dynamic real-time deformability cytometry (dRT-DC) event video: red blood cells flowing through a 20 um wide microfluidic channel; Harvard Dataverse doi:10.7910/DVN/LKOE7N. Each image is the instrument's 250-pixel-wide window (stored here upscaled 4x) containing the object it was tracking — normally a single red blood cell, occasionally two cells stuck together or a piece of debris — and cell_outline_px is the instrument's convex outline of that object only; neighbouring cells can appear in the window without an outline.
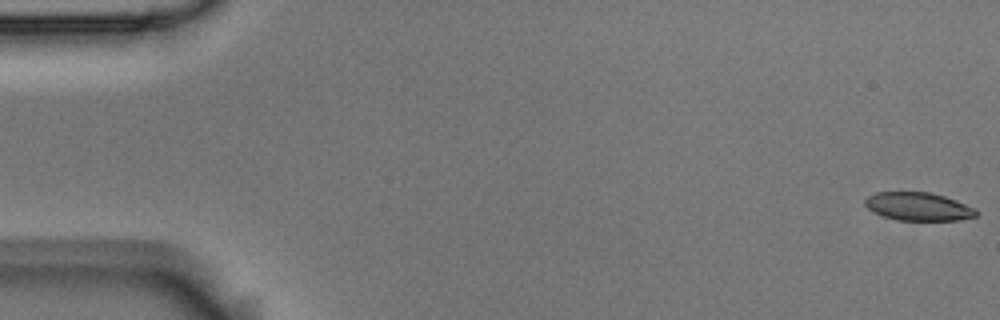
{"species": "Egyptian fruit bat (a non-hibernating species)", "species_latin": "Rousettus aegyptiacus", "temperature_condition": "room temperature", "stored_images_in_passage": 7, "camera_frame_rate_fps": 3000, "um_per_image_px": 0.085, "animal": {"sex": "male"}, "frame": {"image": 1, "passage_image": 1, "time_ms": 0.0, "image_size_px": [1000, 320], "cell_outline_px": [[976, 216], [956, 220], [896, 220], [884, 216], [868, 208], [864, 204], [864, 200], [868, 196], [876, 192], [928, 192], [944, 196], [956, 200], [976, 208]], "centroid_in_image_um": [78.05, 17.55], "position_along_channel_um": 6.9, "area_um2": 18.09}}
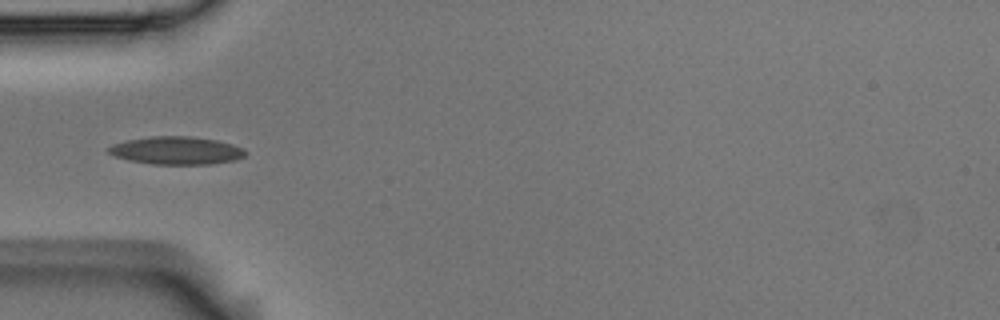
{"frame": {"image": 2, "passage_image": 6, "time_ms": 1.667, "image_size_px": [1000, 320], "cell_outline_px": [[248, 152], [244, 156], [232, 160], [208, 164], [152, 164], [128, 160], [112, 156], [104, 148], [112, 144], [128, 140], [152, 136], [192, 136], [216, 140], [232, 144], [244, 148]], "centroid_in_image_um": [14.95, 12.79], "position_along_channel_um": 70.1, "area_um2": 22.31}}
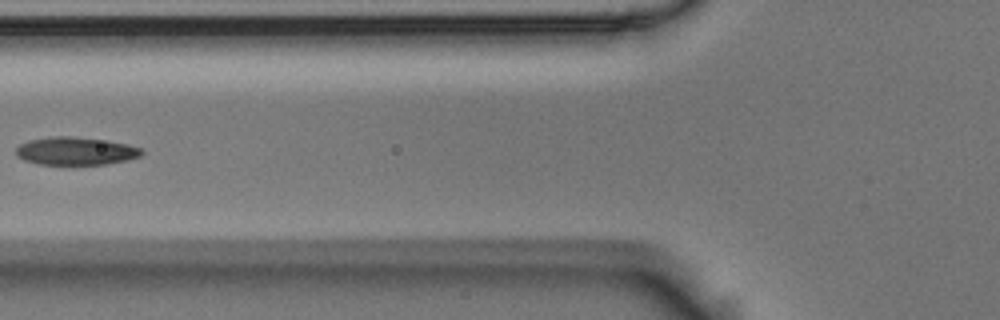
{"frame": {"image": 3, "passage_image": 7, "time_ms": 2.0, "image_size_px": [1000, 320], "cell_outline_px": [[144, 152], [140, 156], [128, 160], [108, 164], [40, 164], [24, 160], [16, 156], [16, 148], [20, 144], [28, 140], [52, 136], [72, 136], [108, 140], [128, 144], [140, 148]], "centroid_in_image_um": [6.44, 12.83], "position_along_channel_um": 119.4, "area_um2": 20.58}}